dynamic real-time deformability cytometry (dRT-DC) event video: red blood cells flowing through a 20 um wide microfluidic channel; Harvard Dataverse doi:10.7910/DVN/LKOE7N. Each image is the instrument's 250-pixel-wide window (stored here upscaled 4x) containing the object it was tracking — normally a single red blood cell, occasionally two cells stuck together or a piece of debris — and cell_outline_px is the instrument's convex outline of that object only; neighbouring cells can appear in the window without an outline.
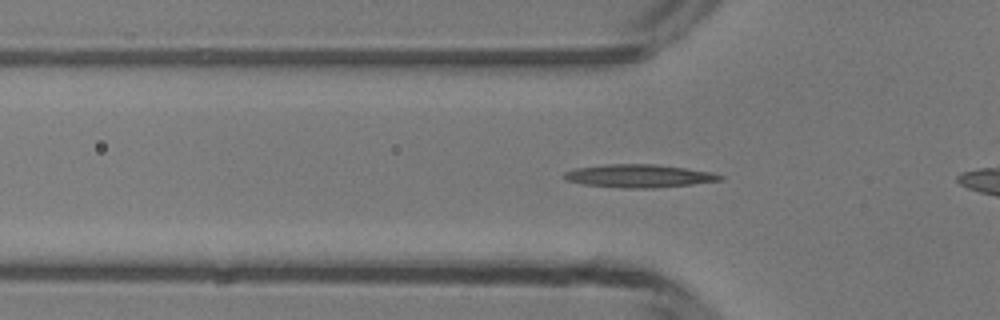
{"species": "common noctule bat (a hibernating species)", "species_latin": "Nyctalus noctula", "temperature_condition": "room temperature", "stored_images_in_passage": 49, "camera_frame_rate_fps": 3000, "um_per_image_px": 0.085, "animal": {"sex": "male", "body_mass_g": 13.3}, "frame": {"image": 1, "passage_image": 15, "time_ms": 4.667, "image_size_px": [1000, 320], "cell_outline_px": [[724, 176], [720, 180], [692, 184], [656, 188], [624, 188], [584, 184], [568, 180], [564, 176], [564, 172], [576, 168], [608, 164], [656, 164], [712, 172]], "centroid_in_image_um": [54.33, 14.95], "position_along_channel_um": 71.5, "area_um2": 20.69}}
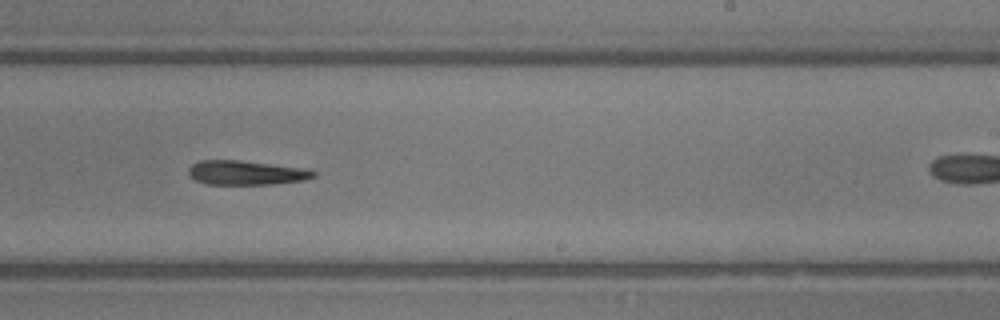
{"frame": {"image": 2, "passage_image": 29, "time_ms": 9.333, "image_size_px": [1000, 320], "cell_outline_px": [[316, 176], [304, 180], [272, 184], [208, 184], [196, 180], [188, 172], [188, 168], [192, 164], [200, 160], [240, 160], [308, 168], [316, 172]], "centroid_in_image_um": [20.96, 14.67], "position_along_channel_um": 268.0, "area_um2": 17.74}}
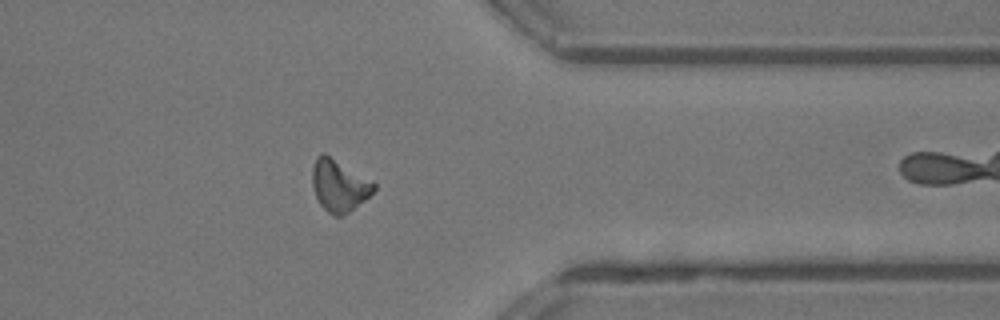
{"frame": {"image": 3, "passage_image": 38, "time_ms": 12.333, "image_size_px": [1000, 320], "cell_outline_px": [[376, 188], [364, 200], [344, 216], [332, 216], [320, 204], [316, 196], [312, 184], [312, 168], [316, 156], [320, 152], [324, 152], [376, 184]], "centroid_in_image_um": [28.78, 15.77], "position_along_channel_um": 382.6, "area_um2": 18.44}, "authors_computed_cell_mechanics": {"area_um2": 18.0914, "velocity_mm_per_s": 4.1961, "shape_relaxation_time_tau1_ms": 8.3808, "shape_relaxation_time_tau2_ms": null, "deformation_change_tau1": 0.2164, "deformation_change_tau2": null}}